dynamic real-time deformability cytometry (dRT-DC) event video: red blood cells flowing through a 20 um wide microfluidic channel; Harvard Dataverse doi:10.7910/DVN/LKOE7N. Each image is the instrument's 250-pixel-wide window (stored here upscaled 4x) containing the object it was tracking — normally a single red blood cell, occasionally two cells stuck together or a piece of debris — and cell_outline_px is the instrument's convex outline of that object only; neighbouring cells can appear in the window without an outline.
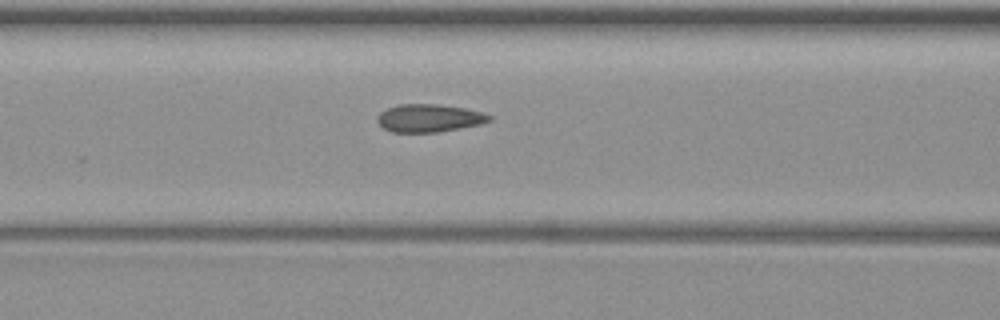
{"species": "common noctule bat (a hibernating species)", "species_latin": "Nyctalus noctula", "temperature_condition": "warm", "stored_images_in_passage": 4, "segment_of_instrument_passage": [2, 2], "camera_frame_rate_fps": 3000, "um_per_image_px": 0.085, "animal": {"sex": "female", "body_mass_g": 19.3, "forearm_length_mm": 54.1}, "frame": {"image": 1, "passage_image": 4, "time_ms": 3.667, "image_size_px": [1000, 320], "cell_outline_px": [[492, 120], [480, 124], [460, 128], [436, 132], [392, 132], [384, 128], [376, 120], [380, 112], [388, 108], [400, 104], [436, 104], [464, 108], [484, 112], [492, 116]], "centroid_in_image_um": [36.49, 10.03], "position_along_channel_um": 130.1, "area_um2": 18.09}}